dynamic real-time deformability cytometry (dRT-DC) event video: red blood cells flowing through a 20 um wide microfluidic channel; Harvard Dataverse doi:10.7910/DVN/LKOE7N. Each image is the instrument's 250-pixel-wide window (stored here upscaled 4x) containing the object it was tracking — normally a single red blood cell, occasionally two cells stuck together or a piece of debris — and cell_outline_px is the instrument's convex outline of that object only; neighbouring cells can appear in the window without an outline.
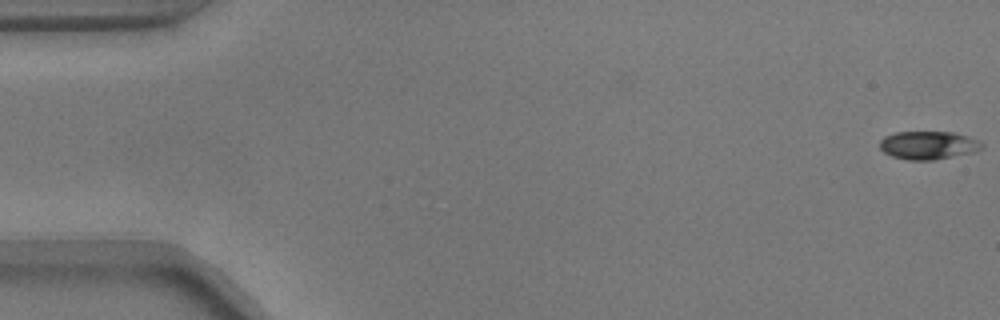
{"species": "common noctule bat (a hibernating species)", "species_latin": "Nyctalus noctula", "temperature_condition": "warm", "stored_images_in_passage": 14, "camera_frame_rate_fps": 3000, "um_per_image_px": 0.085, "animal": {"sex": "male", "body_mass_g": 17.9}, "frame": {"image": 1, "passage_image": 1, "time_ms": 0.0, "image_size_px": [1000, 320], "cell_outline_px": [[984, 148], [976, 152], [932, 160], [908, 160], [892, 156], [884, 152], [880, 148], [880, 140], [884, 136], [896, 132], [956, 132], [980, 140], [984, 144]], "centroid_in_image_um": [78.95, 12.34], "position_along_channel_um": 6.0, "area_um2": 16.99}}